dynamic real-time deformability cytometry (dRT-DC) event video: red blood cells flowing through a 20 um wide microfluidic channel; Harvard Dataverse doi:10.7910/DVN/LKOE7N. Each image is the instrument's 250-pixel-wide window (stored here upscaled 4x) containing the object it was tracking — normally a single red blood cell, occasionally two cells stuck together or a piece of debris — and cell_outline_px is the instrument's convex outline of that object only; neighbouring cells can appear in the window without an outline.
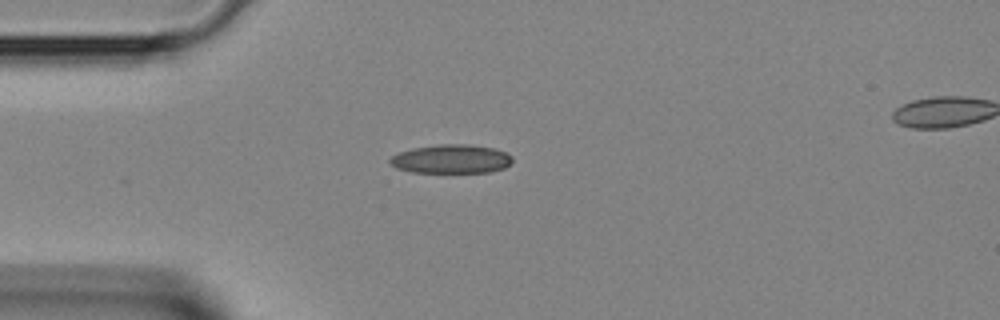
{"species": "Egyptian fruit bat (a non-hibernating species)", "species_latin": "Rousettus aegyptiacus", "temperature_condition": "room temperature", "stored_images_in_passage": 1, "camera_frame_rate_fps": 3000, "um_per_image_px": 0.085, "animal": {"sex": "female"}, "frame": {"image": 1, "passage_image": 1, "time_ms": 0.0, "image_size_px": [1000, 320], "cell_outline_px": [[512, 160], [504, 168], [488, 172], [412, 172], [396, 168], [388, 164], [388, 160], [396, 152], [412, 148], [440, 144], [468, 144], [496, 148], [512, 156]], "centroid_in_image_um": [38.3, 13.5], "position_along_channel_um": 46.7, "area_um2": 20.69}}